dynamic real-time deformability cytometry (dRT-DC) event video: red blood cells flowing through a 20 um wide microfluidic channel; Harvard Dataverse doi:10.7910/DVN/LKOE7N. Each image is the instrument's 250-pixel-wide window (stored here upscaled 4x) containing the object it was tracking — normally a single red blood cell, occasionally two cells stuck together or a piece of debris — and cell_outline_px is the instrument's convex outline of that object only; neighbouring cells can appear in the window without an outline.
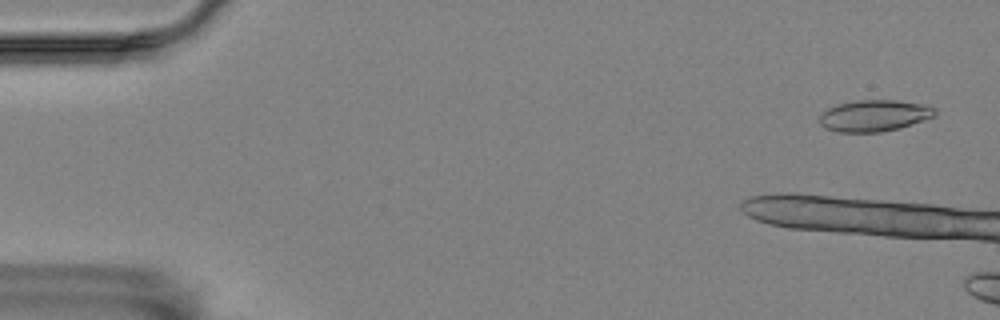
{"species": "Egyptian fruit bat (a non-hibernating species)", "species_latin": "Rousettus aegyptiacus", "temperature_condition": "room temperature", "stored_images_in_passage": 9, "camera_frame_rate_fps": 3000, "um_per_image_px": 0.085, "animal": {"sex": "female"}, "frame": {"image": 1, "passage_image": 3, "time_ms": 0.667, "image_size_px": [1000, 320], "cell_outline_px": [[936, 116], [900, 128], [880, 132], [836, 132], [824, 128], [820, 124], [820, 116], [828, 108], [836, 104], [860, 100], [896, 100], [920, 104], [936, 108]], "centroid_in_image_um": [74.31, 9.84], "position_along_channel_um": 10.7, "area_um2": 21.15}}